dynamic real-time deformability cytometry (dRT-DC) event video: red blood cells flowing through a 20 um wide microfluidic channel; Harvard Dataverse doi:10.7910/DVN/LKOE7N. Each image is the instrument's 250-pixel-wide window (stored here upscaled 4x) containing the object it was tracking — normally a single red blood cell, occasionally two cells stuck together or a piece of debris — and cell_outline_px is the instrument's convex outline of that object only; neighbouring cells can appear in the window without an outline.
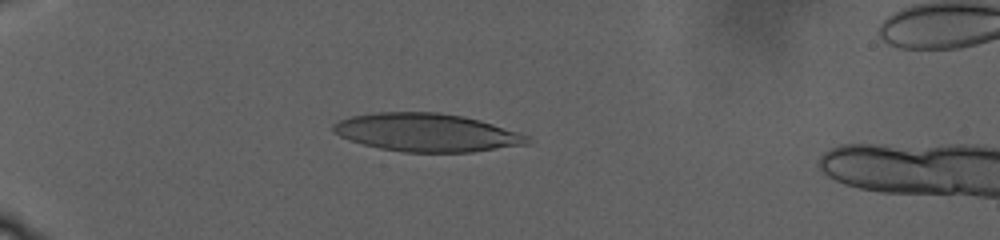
{"species": "human", "species_latin": "Homo sapiens", "temperature_condition": "warm", "stored_images_in_passage": 27, "camera_frame_rate_fps": 3000, "um_per_image_px": 0.085, "donor": {"sex": "male"}, "frame": {"image": 1, "passage_image": 20, "time_ms": 10.0, "image_size_px": [1000, 240], "cell_outline_px": [[536, 140], [532, 144], [472, 152], [404, 152], [380, 148], [348, 140], [332, 132], [332, 124], [340, 120], [352, 116], [376, 112], [440, 112], [464, 116], [480, 120], [520, 132], [532, 136]], "centroid_in_image_um": [36.36, 11.27], "position_along_channel_um": 48.6, "area_um2": 43.7}}
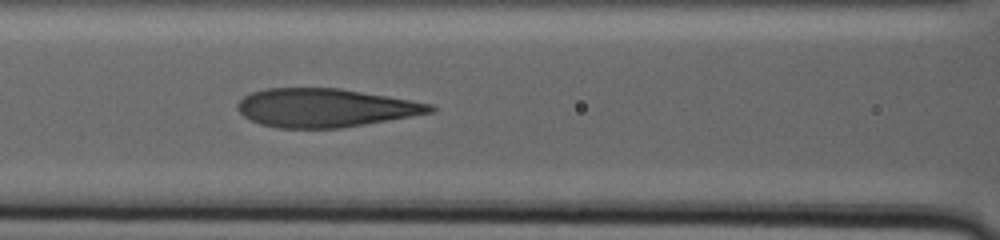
{"frame": {"image": 2, "passage_image": 27, "time_ms": 16.0, "image_size_px": [1000, 240], "cell_outline_px": [[436, 108], [432, 112], [388, 120], [340, 128], [276, 128], [260, 124], [244, 116], [236, 108], [236, 104], [244, 96], [252, 92], [268, 88], [340, 88], [412, 100], [432, 104]], "centroid_in_image_um": [27.61, 9.16], "position_along_channel_um": 139.0, "area_um2": 43.06}}